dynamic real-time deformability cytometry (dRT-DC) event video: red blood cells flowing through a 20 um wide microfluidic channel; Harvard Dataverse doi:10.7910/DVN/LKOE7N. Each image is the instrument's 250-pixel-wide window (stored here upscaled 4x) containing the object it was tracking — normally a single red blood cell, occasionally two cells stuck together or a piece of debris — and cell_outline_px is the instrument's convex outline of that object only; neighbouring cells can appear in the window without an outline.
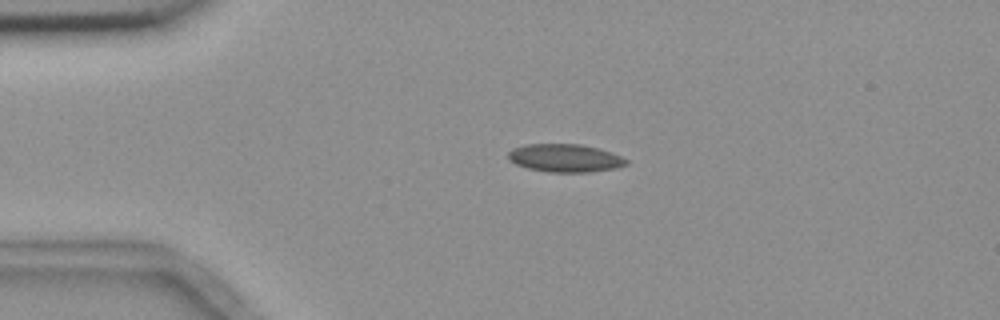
{"species": "common noctule bat (a hibernating species)", "species_latin": "Nyctalus noctula", "temperature_condition": "room temperature", "stored_images_in_passage": 4, "camera_frame_rate_fps": 3000, "um_per_image_px": 0.085, "animal": {"sex": "female", "body_mass_g": 18.4}, "frame": {"image": 1, "passage_image": 3, "time_ms": 2.333, "image_size_px": [1000, 320], "cell_outline_px": [[628, 164], [616, 168], [588, 172], [548, 172], [528, 168], [516, 164], [508, 160], [508, 152], [512, 148], [524, 144], [580, 144], [600, 148], [612, 152], [628, 160]], "centroid_in_image_um": [48.02, 13.43], "position_along_channel_um": 37.0, "area_um2": 19.42}}